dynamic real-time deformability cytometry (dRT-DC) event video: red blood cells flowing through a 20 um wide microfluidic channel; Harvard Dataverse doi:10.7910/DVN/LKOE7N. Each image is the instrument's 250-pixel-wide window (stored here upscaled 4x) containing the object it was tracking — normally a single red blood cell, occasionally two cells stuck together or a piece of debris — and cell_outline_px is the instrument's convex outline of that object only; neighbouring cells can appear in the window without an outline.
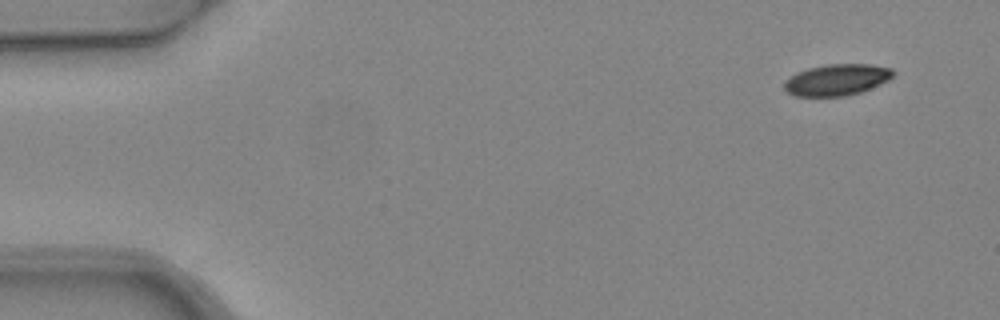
{"species": "common noctule bat (a hibernating species)", "species_latin": "Nyctalus noctula", "temperature_condition": "warm", "stored_images_in_passage": 4, "camera_frame_rate_fps": 3000, "um_per_image_px": 0.085, "animal": {"sex": "female", "body_mass_g": 24.6, "forearm_length_mm": 56.2}, "frame": {"image": 1, "passage_image": 1, "time_ms": 0.0, "image_size_px": [1000, 320], "cell_outline_px": [[896, 72], [888, 80], [880, 84], [860, 92], [848, 96], [796, 96], [788, 92], [784, 88], [784, 80], [796, 72], [808, 68], [828, 64], [872, 64], [892, 68]], "centroid_in_image_um": [71.13, 6.77], "position_along_channel_um": 13.9, "area_um2": 20.0}}
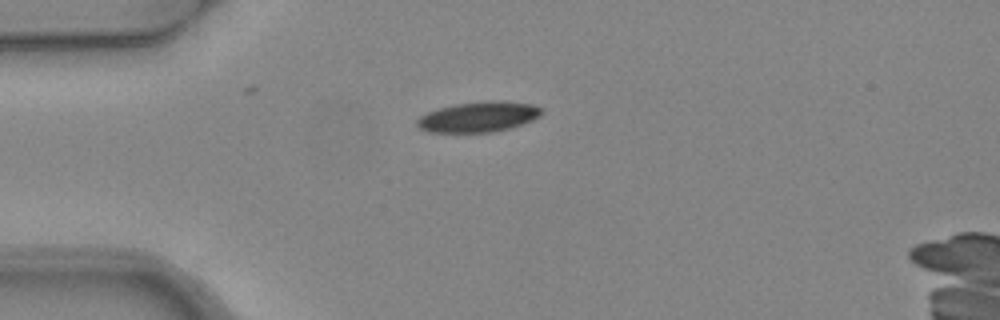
{"frame": {"image": 2, "passage_image": 4, "time_ms": 1.0, "image_size_px": [1000, 320], "cell_outline_px": [[544, 112], [540, 116], [532, 120], [508, 128], [492, 132], [428, 132], [420, 128], [416, 124], [416, 120], [420, 116], [428, 112], [440, 108], [456, 104], [484, 100], [496, 100], [532, 104], [540, 108]], "centroid_in_image_um": [40.66, 9.92], "position_along_channel_um": 44.3, "area_um2": 21.91}}